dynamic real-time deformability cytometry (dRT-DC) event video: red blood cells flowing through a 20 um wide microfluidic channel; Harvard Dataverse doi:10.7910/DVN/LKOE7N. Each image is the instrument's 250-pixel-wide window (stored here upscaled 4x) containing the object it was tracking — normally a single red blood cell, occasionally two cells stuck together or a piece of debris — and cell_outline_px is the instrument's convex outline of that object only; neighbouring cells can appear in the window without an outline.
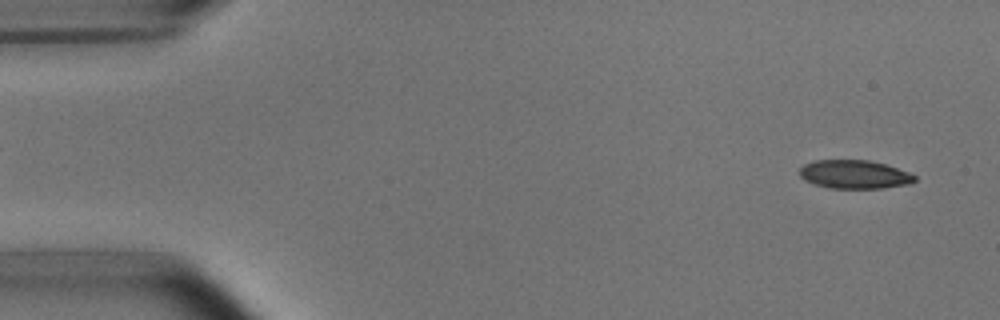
{"species": "common noctule bat (a hibernating species)", "species_latin": "Nyctalus noctula", "temperature_condition": "room temperature", "stored_images_in_passage": 51, "camera_frame_rate_fps": 3000, "um_per_image_px": 0.085, "animal": {"sex": "male", "body_mass_g": 15.6}, "frame": {"image": 1, "passage_image": 2, "time_ms": 0.333, "image_size_px": [1000, 320], "cell_outline_px": [[916, 180], [908, 184], [884, 188], [828, 188], [804, 180], [800, 176], [800, 168], [804, 164], [816, 160], [868, 160], [884, 164], [908, 172], [916, 176]], "centroid_in_image_um": [72.61, 14.82], "position_along_channel_um": 12.4, "area_um2": 19.02}}
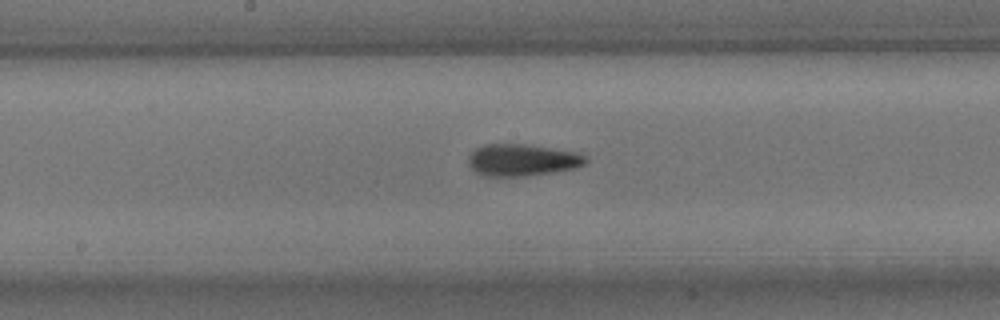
{"frame": {"image": 2, "passage_image": 26, "time_ms": 8.333, "image_size_px": [1000, 320], "cell_outline_px": [[588, 160], [584, 164], [576, 168], [552, 172], [524, 176], [484, 176], [476, 172], [468, 164], [468, 156], [476, 148], [484, 144], [524, 144], [576, 152], [584, 156]], "centroid_in_image_um": [44.35, 13.6], "position_along_channel_um": 203.8, "area_um2": 21.68}}
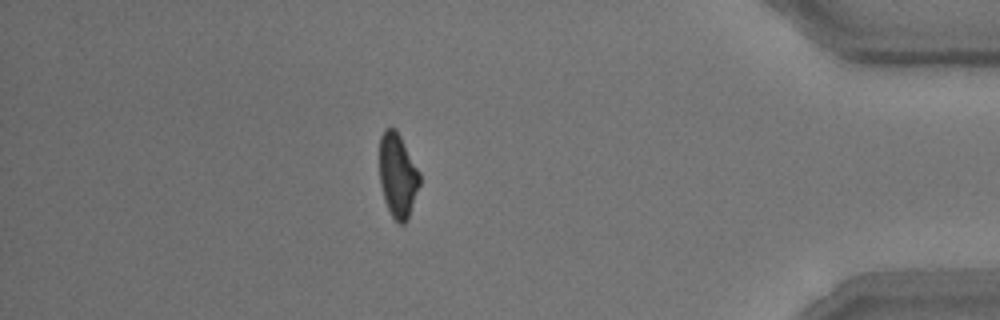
{"frame": {"image": 3, "passage_image": 45, "time_ms": 14.667, "image_size_px": [1000, 320], "cell_outline_px": [[420, 184], [408, 220], [404, 224], [400, 224], [392, 216], [384, 200], [380, 184], [380, 136], [384, 128], [396, 128], [420, 172]], "centroid_in_image_um": [33.81, 14.91], "position_along_channel_um": 401.4, "area_um2": 19.77}}